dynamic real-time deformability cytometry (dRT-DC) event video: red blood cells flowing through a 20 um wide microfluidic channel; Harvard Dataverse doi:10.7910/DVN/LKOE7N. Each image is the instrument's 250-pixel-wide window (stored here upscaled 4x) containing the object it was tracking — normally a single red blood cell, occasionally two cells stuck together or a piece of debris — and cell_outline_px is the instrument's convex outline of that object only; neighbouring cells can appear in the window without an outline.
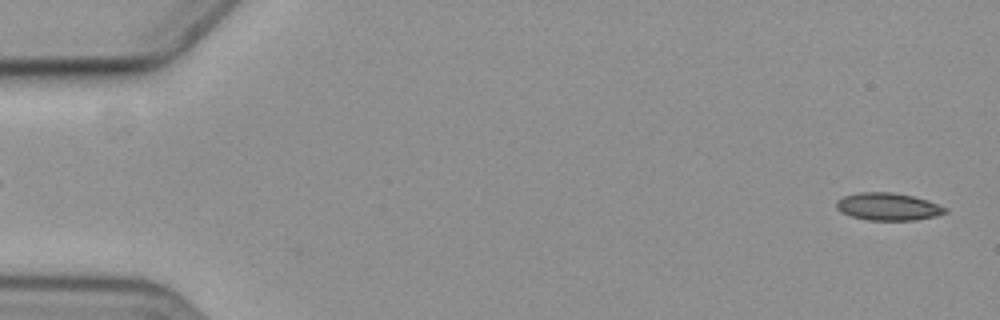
{"species": "common noctule bat (a hibernating species)", "species_latin": "Nyctalus noctula", "temperature_condition": "cold", "stored_images_in_passage": 5, "segment_of_instrument_passage": [2, 2], "camera_frame_rate_fps": 3000, "um_per_image_px": 0.085, "animal": {"sex": "female", "body_mass_g": 19.3, "forearm_length_mm": 54.1}, "frame": {"image": 1, "passage_image": 5, "time_ms": 4.667, "image_size_px": [1000, 320], "cell_outline_px": [[948, 212], [936, 216], [916, 220], [868, 220], [852, 216], [836, 208], [836, 200], [844, 196], [860, 192], [892, 192], [912, 196], [928, 200], [948, 208]], "centroid_in_image_um": [75.52, 17.56], "position_along_channel_um": 9.5, "area_um2": 17.4}}